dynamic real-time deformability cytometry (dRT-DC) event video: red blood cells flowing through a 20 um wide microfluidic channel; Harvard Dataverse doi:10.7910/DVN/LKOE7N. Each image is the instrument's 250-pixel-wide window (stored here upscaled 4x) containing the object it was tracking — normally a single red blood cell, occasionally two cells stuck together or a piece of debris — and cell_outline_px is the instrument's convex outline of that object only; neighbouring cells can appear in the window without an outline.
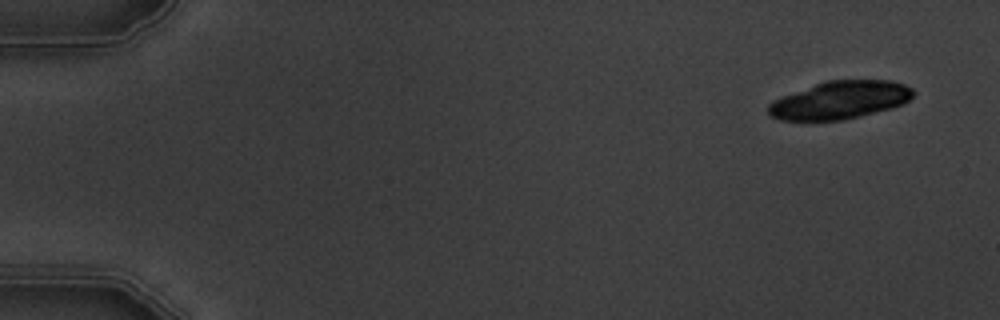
{"species": "common noctule bat (a hibernating species)", "species_latin": "Nyctalus noctula", "temperature_condition": "warm", "stored_images_in_passage": 5, "camera_frame_rate_fps": 3000, "um_per_image_px": 0.085, "animal": {"sex": "male", "body_mass_g": 19.5, "forearm_length_mm": 54.6}, "frame": {"image": 1, "passage_image": 1, "time_ms": 0.0, "image_size_px": [1000, 320], "cell_outline_px": [[916, 92], [904, 104], [892, 108], [844, 120], [780, 120], [772, 116], [768, 112], [768, 104], [772, 100], [780, 96], [828, 80], [888, 80], [904, 84], [912, 88]], "centroid_in_image_um": [71.4, 8.5], "position_along_channel_um": 13.6, "area_um2": 31.96}}